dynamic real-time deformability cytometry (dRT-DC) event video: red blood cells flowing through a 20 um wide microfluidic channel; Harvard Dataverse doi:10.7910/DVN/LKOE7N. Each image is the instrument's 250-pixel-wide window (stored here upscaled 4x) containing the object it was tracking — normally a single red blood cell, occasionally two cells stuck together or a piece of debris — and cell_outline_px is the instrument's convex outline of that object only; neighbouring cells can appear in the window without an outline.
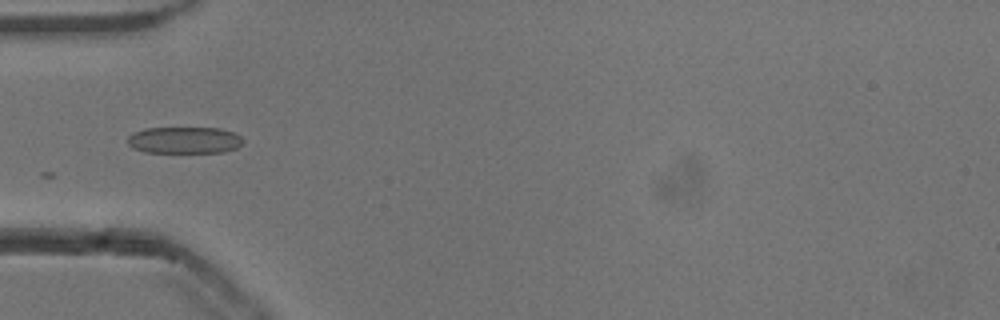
{"species": "common noctule bat (a hibernating species)", "species_latin": "Nyctalus noctula", "temperature_condition": "cold", "stored_images_in_passage": 27, "camera_frame_rate_fps": 3000, "um_per_image_px": 0.085, "animal": {"sex": "male", "body_mass_g": 13.3}, "frame": {"image": 1, "passage_image": 1, "time_ms": 0.0, "image_size_px": [1000, 320], "cell_outline_px": [[244, 140], [236, 148], [224, 152], [144, 152], [132, 148], [128, 144], [128, 136], [132, 132], [144, 128], [220, 128], [236, 132]], "centroid_in_image_um": [15.66, 11.9], "position_along_channel_um": 69.3, "area_um2": 18.09}}
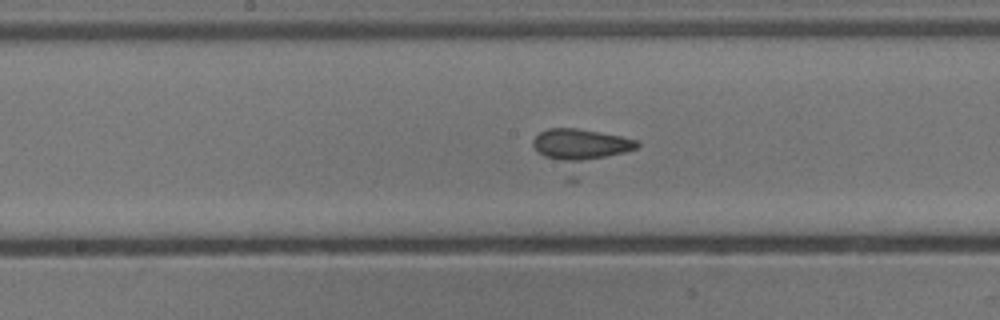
{"frame": {"image": 2, "passage_image": 11, "time_ms": 3.333, "image_size_px": [1000, 320], "cell_outline_px": [[640, 144], [636, 148], [624, 152], [572, 164], [544, 156], [532, 144], [532, 140], [540, 132], [548, 128], [576, 128], [600, 132], [620, 136], [636, 140]], "centroid_in_image_um": [49.32, 12.28], "position_along_channel_um": 198.9, "area_um2": 18.73}}
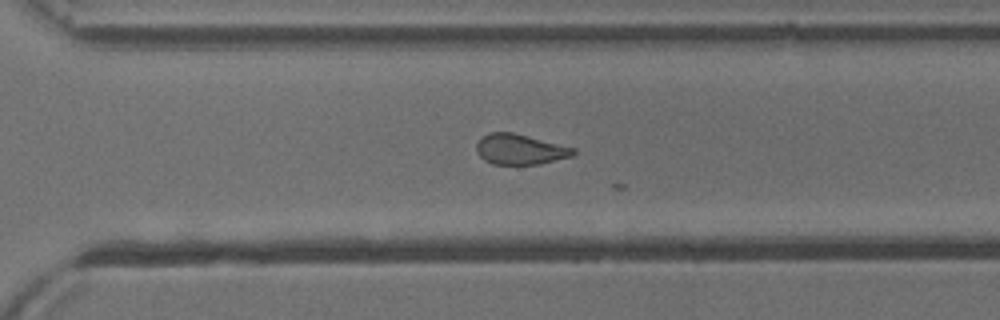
{"frame": {"image": 3, "passage_image": 21, "time_ms": 6.667, "image_size_px": [1000, 320], "cell_outline_px": [[576, 152], [572, 156], [540, 164], [492, 164], [484, 160], [476, 152], [476, 144], [488, 132], [512, 132], [576, 148]], "centroid_in_image_um": [44.2, 12.69], "position_along_channel_um": 326.4, "area_um2": 17.11}}